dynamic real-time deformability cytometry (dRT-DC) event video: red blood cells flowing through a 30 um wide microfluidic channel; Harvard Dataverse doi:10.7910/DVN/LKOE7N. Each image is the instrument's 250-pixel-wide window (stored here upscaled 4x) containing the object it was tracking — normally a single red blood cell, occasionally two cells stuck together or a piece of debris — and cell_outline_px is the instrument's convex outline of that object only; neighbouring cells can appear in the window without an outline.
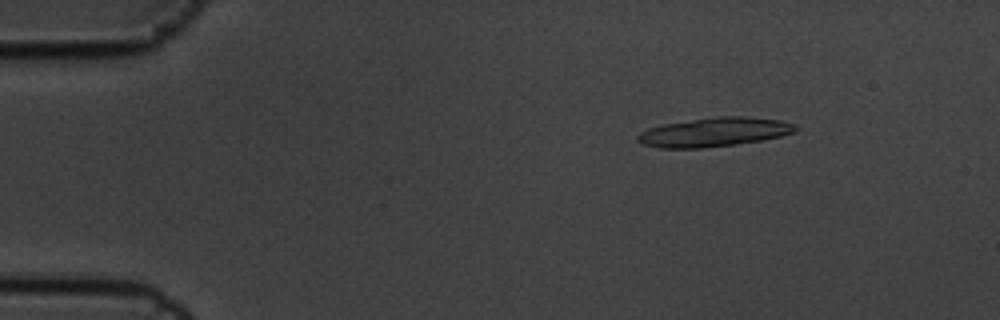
{"species": "common noctule bat (a hibernating species)", "species_latin": "Nyctalus noctula", "temperature_condition": "cold", "stored_images_in_passage": 5, "camera_frame_rate_fps": 3000, "um_per_image_px": 0.085, "animal": {"sex": "male", "body_mass_g": 19.5, "forearm_length_mm": 54.6}, "frame": {"image": 1, "passage_image": 3, "time_ms": 0.667, "image_size_px": [1000, 320], "cell_outline_px": [[796, 132], [780, 136], [760, 140], [736, 144], [700, 148], [660, 148], [644, 144], [636, 140], [636, 136], [640, 132], [648, 128], [664, 124], [716, 116], [744, 116], [780, 120], [796, 124]], "centroid_in_image_um": [60.7, 11.22], "position_along_channel_um": 24.3, "area_um2": 26.59}}